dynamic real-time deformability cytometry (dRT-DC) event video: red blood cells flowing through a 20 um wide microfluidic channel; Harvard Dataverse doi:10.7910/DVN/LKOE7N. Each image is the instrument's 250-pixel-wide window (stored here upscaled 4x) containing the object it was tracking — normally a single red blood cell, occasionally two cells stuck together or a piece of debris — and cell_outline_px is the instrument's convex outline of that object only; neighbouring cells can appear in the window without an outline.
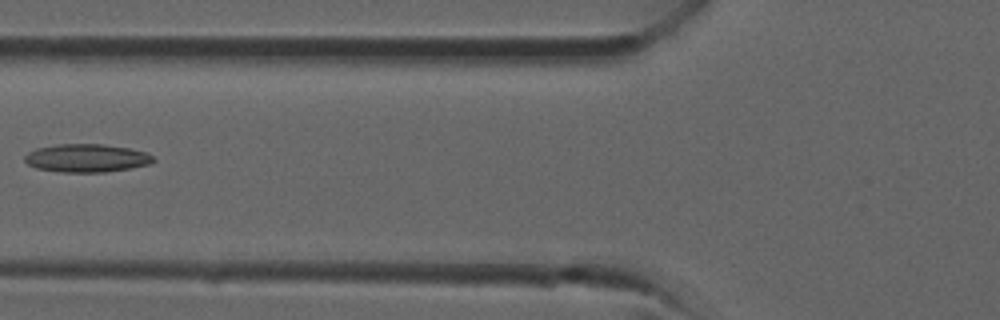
{"species": "common noctule bat (a hibernating species)", "species_latin": "Nyctalus noctula", "temperature_condition": "room temperature", "stored_images_in_passage": 35, "camera_frame_rate_fps": 3000, "um_per_image_px": 0.085, "animal": {"sex": "male", "forearm_length_mm": 52.5}, "frame": {"image": 1, "passage_image": 14, "time_ms": 4.333, "image_size_px": [1000, 320], "cell_outline_px": [[156, 160], [148, 164], [128, 168], [104, 172], [60, 172], [36, 168], [28, 164], [24, 160], [24, 156], [28, 152], [36, 148], [56, 144], [104, 144], [128, 148], [148, 152]], "centroid_in_image_um": [7.34, 13.43], "position_along_channel_um": 118.5, "area_um2": 21.1}}
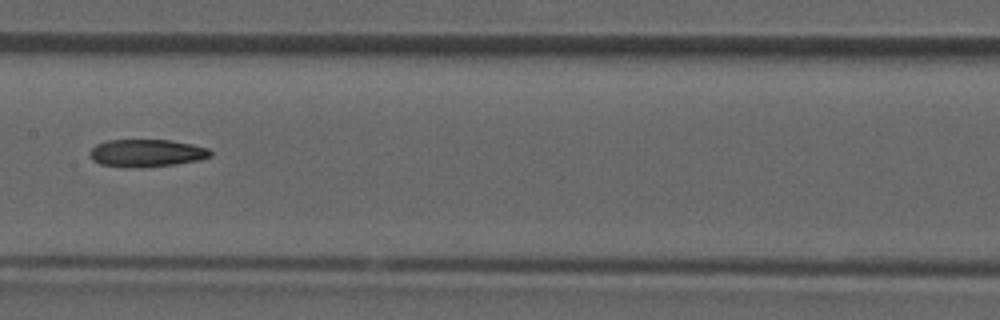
{"frame": {"image": 2, "passage_image": 18, "time_ms": 5.667, "image_size_px": [1000, 320], "cell_outline_px": [[212, 156], [200, 160], [176, 164], [132, 168], [100, 164], [92, 160], [88, 156], [88, 152], [96, 144], [108, 140], [172, 140], [192, 144], [208, 148], [212, 152]], "centroid_in_image_um": [12.45, 13.01], "position_along_channel_um": 195.0, "area_um2": 19.54}}
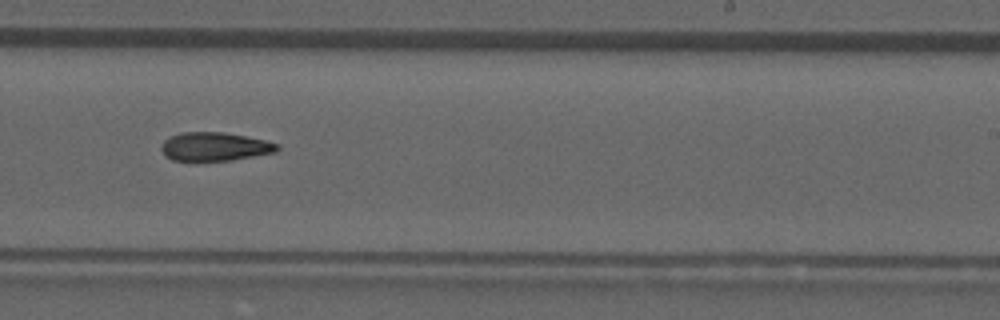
{"frame": {"image": 3, "passage_image": 22, "time_ms": 7.0, "image_size_px": [1000, 320], "cell_outline_px": [[280, 148], [276, 152], [232, 160], [172, 160], [164, 156], [160, 148], [164, 140], [168, 136], [180, 132], [224, 132], [268, 140], [280, 144]], "centroid_in_image_um": [18.26, 12.45], "position_along_channel_um": 270.7, "area_um2": 19.54}}